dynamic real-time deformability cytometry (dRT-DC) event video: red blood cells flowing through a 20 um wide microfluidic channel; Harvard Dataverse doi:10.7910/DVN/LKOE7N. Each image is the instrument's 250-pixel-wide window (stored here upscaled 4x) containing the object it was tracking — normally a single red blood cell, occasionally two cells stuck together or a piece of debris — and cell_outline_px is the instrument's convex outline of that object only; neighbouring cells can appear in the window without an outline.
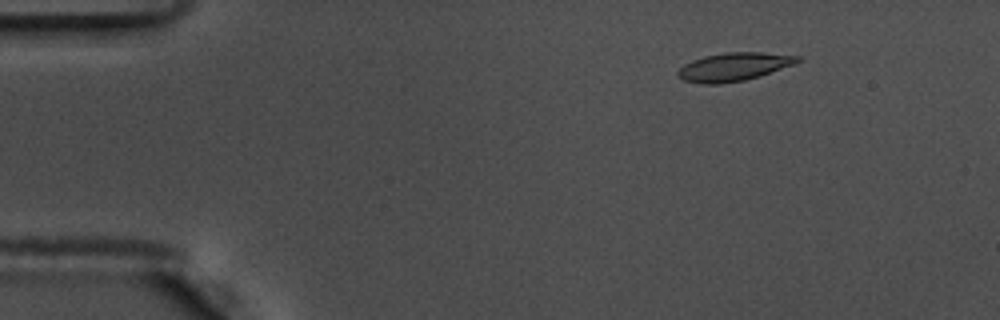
{"species": "common noctule bat (a hibernating species)", "species_latin": "Nyctalus noctula", "temperature_condition": "warm", "stored_images_in_passage": 56, "camera_frame_rate_fps": 3000, "um_per_image_px": 0.085, "animal": {"sex": "male", "body_mass_g": 17.5, "forearm_length_mm": 52.3}, "frame": {"image": 1, "passage_image": 8, "time_ms": 2.333, "image_size_px": [1000, 320], "cell_outline_px": [[800, 60], [792, 64], [760, 76], [744, 80], [720, 84], [700, 84], [684, 80], [676, 76], [676, 72], [684, 64], [692, 60], [704, 56], [724, 52], [760, 52], [800, 56]], "centroid_in_image_um": [62.3, 5.68], "position_along_channel_um": 22.7, "area_um2": 19.65}}
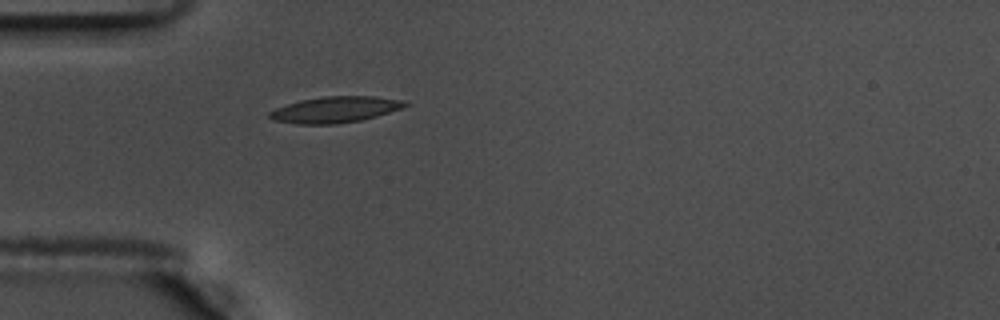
{"frame": {"image": 2, "passage_image": 17, "time_ms": 5.333, "image_size_px": [1000, 320], "cell_outline_px": [[412, 104], [376, 116], [360, 120], [336, 124], [296, 124], [272, 120], [268, 116], [268, 112], [276, 108], [300, 100], [324, 96], [376, 96], [408, 100]], "centroid_in_image_um": [28.51, 9.31], "position_along_channel_um": 56.5, "area_um2": 20.75}, "authors_computed_cell_mechanics": {"area_um2": 19.7965, "velocity_mm_per_s": 3.6598, "shape_relaxation_time_tau1_ms": 6.6554, "shape_relaxation_time_tau2_ms": 1.9382, "deformation_change_tau1": 0.2091, "deformation_change_tau2": 0.0903}}